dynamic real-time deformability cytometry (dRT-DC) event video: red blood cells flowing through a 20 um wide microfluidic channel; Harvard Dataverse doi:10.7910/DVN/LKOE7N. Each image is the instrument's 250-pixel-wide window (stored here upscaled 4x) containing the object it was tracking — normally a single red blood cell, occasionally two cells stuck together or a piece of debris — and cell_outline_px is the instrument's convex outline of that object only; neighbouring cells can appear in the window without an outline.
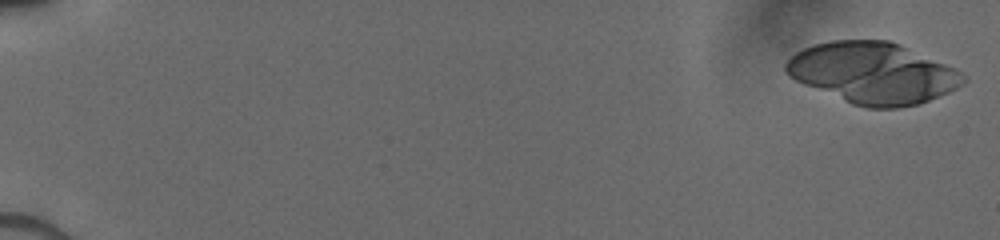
{"species": "human", "species_latin": "Homo sapiens", "temperature_condition": "cold", "stored_images_in_passage": 13, "camera_frame_rate_fps": 3000, "um_per_image_px": 0.085, "donor": {"sex": "male"}, "frame": {"image": 1, "passage_image": 1, "time_ms": 0.0, "image_size_px": [1000, 240], "cell_outline_px": [[968, 80], [956, 88], [948, 92], [920, 104], [896, 108], [864, 108], [852, 104], [804, 84], [788, 76], [784, 72], [784, 64], [796, 52], [812, 44], [832, 40], [888, 40], [900, 44], [944, 64], [960, 72]], "centroid_in_image_um": [74.16, 6.21], "position_along_channel_um": 10.8, "area_um2": 62.94}}
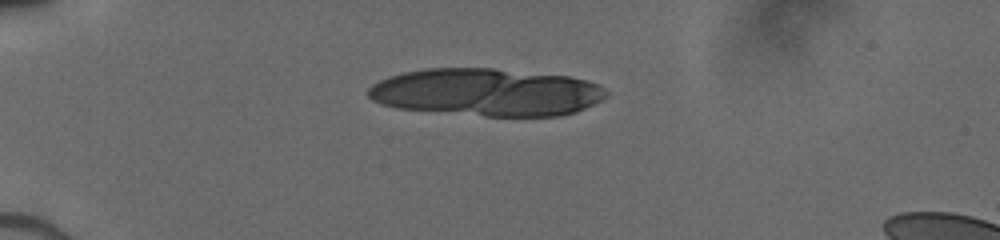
{"frame": {"image": 2, "passage_image": 9, "time_ms": 4.333, "image_size_px": [1000, 240], "cell_outline_px": [[608, 96], [576, 112], [560, 116], [484, 116], [396, 108], [380, 104], [372, 100], [368, 96], [368, 88], [372, 84], [388, 76], [404, 72], [428, 68], [492, 68], [568, 76], [588, 80], [600, 84], [608, 92]], "centroid_in_image_um": [41.35, 7.84], "position_along_channel_um": 43.6, "area_um2": 66.24}}